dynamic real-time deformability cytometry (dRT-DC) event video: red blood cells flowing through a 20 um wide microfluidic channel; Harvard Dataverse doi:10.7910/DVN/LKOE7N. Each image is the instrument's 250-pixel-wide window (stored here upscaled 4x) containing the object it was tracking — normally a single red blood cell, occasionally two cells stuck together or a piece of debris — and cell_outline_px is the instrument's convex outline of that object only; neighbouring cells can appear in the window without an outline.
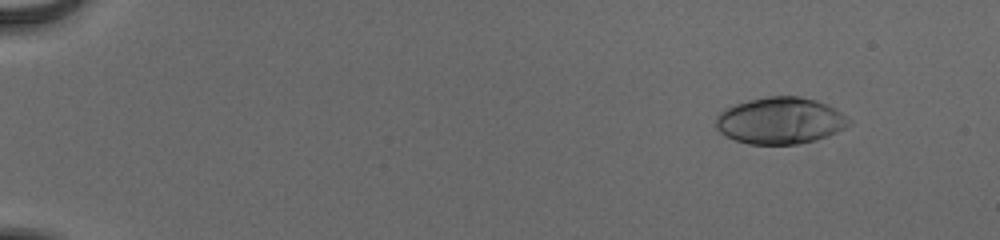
{"species": "human", "species_latin": "Homo sapiens", "temperature_condition": "cold", "stored_images_in_passage": 52, "camera_frame_rate_fps": 3000, "um_per_image_px": 0.085, "donor": {"sex": "male"}, "frame": {"image": 1, "passage_image": 3, "time_ms": 0.667, "image_size_px": [1000, 240], "cell_outline_px": [[852, 124], [828, 136], [816, 140], [796, 144], [748, 144], [724, 136], [716, 128], [716, 116], [724, 108], [748, 100], [768, 96], [796, 96], [812, 100], [824, 104], [848, 116], [852, 120]], "centroid_in_image_um": [66.3, 10.27], "position_along_channel_um": 18.7, "area_um2": 36.13}}
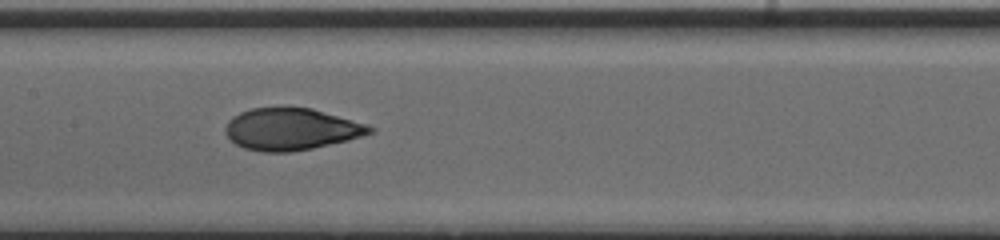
{"frame": {"image": 2, "passage_image": 27, "time_ms": 8.667, "image_size_px": [1000, 240], "cell_outline_px": [[376, 132], [348, 140], [312, 148], [292, 152], [264, 152], [244, 148], [236, 144], [224, 132], [224, 128], [228, 120], [232, 116], [240, 112], [252, 108], [312, 108], [368, 124], [376, 128]], "centroid_in_image_um": [24.77, 10.98], "position_along_channel_um": 182.6, "area_um2": 35.32}}
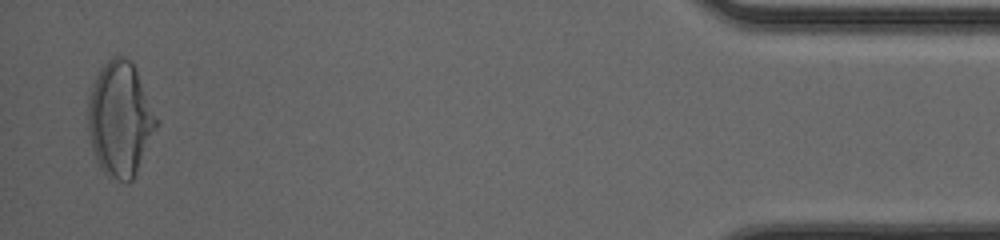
{"frame": {"image": 3, "passage_image": 51, "time_ms": 16.667, "image_size_px": [1000, 240], "cell_outline_px": [[160, 120], [136, 172], [132, 180], [124, 184], [108, 176], [100, 168], [96, 160], [92, 148], [88, 128], [88, 100], [92, 84], [100, 68], [112, 56], [124, 56], [132, 60]], "centroid_in_image_um": [10.22, 10.1], "position_along_channel_um": 425.0, "area_um2": 46.01}, "authors_computed_cell_mechanics": {"area_um2": 35.5759, "velocity_mm_per_s": 3.8862, "shape_relaxation_time_tau1_ms": 5.5425, "shape_relaxation_time_tau2_ms": 0.7777, "deformation_change_tau1": 0.2115, "deformation_change_tau2": 0.0547}}